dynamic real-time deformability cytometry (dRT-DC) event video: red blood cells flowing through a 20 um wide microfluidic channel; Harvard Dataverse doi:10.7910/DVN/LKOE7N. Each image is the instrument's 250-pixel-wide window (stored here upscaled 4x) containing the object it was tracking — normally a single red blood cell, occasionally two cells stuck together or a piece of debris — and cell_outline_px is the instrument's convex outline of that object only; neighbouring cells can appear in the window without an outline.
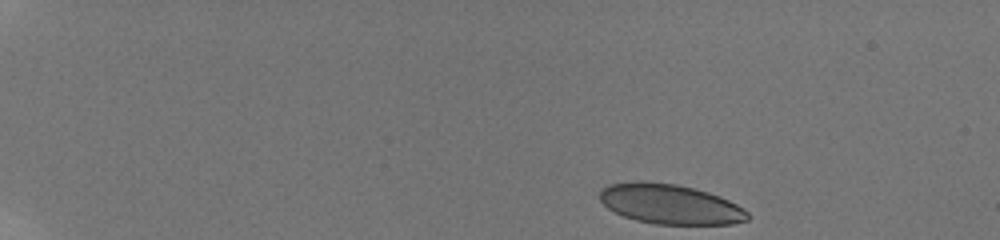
{"species": "human", "species_latin": "Homo sapiens", "temperature_condition": "room temperature", "stored_images_in_passage": 40, "camera_frame_rate_fps": 3000, "um_per_image_px": 0.085, "donor": {"sex": "male"}, "frame": {"image": 1, "passage_image": 1, "time_ms": 0.0, "image_size_px": [1000, 240], "cell_outline_px": [[748, 220], [732, 224], [656, 224], [636, 220], [624, 216], [608, 208], [600, 200], [600, 192], [608, 184], [640, 180], [676, 184], [708, 192], [720, 196], [744, 208], [748, 212]], "centroid_in_image_um": [56.96, 17.34], "position_along_channel_um": 28.0, "area_um2": 34.28}}
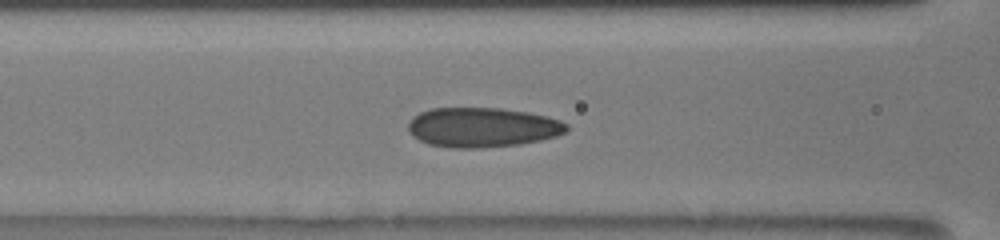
{"frame": {"image": 2, "passage_image": 15, "time_ms": 6.0, "image_size_px": [1000, 240], "cell_outline_px": [[568, 128], [564, 132], [556, 136], [540, 140], [520, 144], [480, 148], [452, 148], [428, 144], [412, 136], [408, 132], [408, 124], [412, 116], [420, 112], [432, 108], [500, 108], [528, 112], [548, 116], [560, 120], [568, 124]], "centroid_in_image_um": [40.98, 10.82], "position_along_channel_um": 125.6, "area_um2": 36.82}}
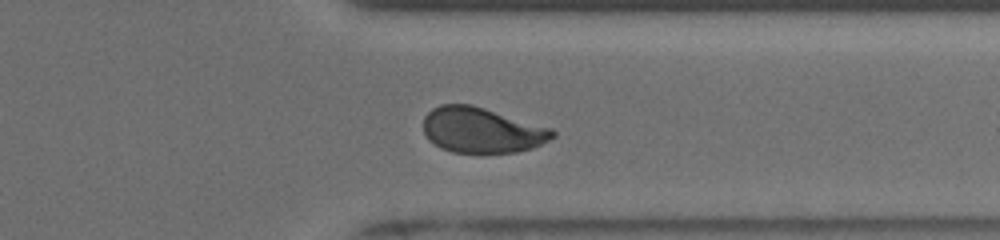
{"frame": {"image": 3, "passage_image": 32, "time_ms": 12.333, "image_size_px": [1000, 240], "cell_outline_px": [[556, 136], [532, 148], [516, 152], [452, 152], [440, 148], [428, 140], [424, 132], [424, 116], [432, 108], [440, 104], [472, 104], [552, 128], [556, 132]], "centroid_in_image_um": [40.94, 11.05], "position_along_channel_um": 370.5, "area_um2": 34.22}, "authors_computed_cell_mechanics": {"area_um2": 35.2291, "velocity_mm_per_s": 3.8711, "shape_relaxation_time_tau1_ms": 4.5475, "shape_relaxation_time_tau2_ms": 0.7241, "deformation_change_tau1": 0.1413, "deformation_change_tau2": 0.0571}}